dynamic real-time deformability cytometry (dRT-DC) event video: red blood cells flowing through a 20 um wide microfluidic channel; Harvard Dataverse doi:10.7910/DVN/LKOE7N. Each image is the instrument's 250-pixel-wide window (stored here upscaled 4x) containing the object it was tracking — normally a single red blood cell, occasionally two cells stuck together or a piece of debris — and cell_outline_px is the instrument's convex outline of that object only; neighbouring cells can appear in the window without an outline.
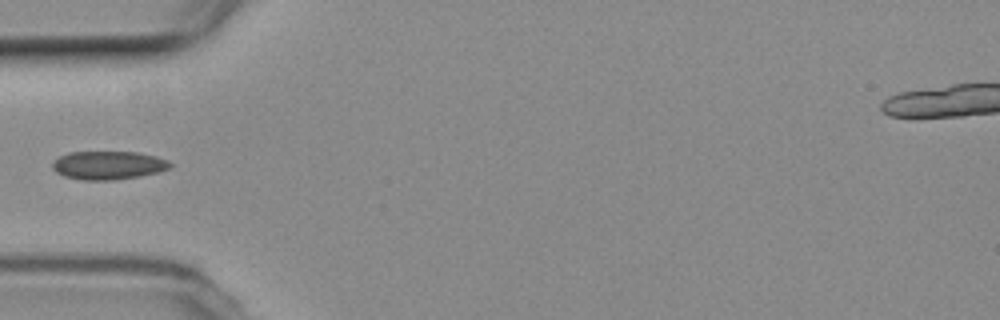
{"species": "common noctule bat (a hibernating species)", "species_latin": "Nyctalus noctula", "temperature_condition": "room temperature", "stored_images_in_passage": 5, "camera_frame_rate_fps": 3000, "um_per_image_px": 0.085, "animal": {"sex": "female", "body_mass_g": 19.3, "forearm_length_mm": 54.1}, "frame": {"image": 1, "passage_image": 5, "time_ms": 5.667, "image_size_px": [1000, 320], "cell_outline_px": [[172, 164], [168, 168], [160, 172], [140, 176], [112, 180], [80, 180], [64, 176], [56, 172], [52, 168], [52, 160], [68, 152], [136, 152], [156, 156], [168, 160]], "centroid_in_image_um": [9.18, 14.05], "position_along_channel_um": 75.8, "area_um2": 19.59}}